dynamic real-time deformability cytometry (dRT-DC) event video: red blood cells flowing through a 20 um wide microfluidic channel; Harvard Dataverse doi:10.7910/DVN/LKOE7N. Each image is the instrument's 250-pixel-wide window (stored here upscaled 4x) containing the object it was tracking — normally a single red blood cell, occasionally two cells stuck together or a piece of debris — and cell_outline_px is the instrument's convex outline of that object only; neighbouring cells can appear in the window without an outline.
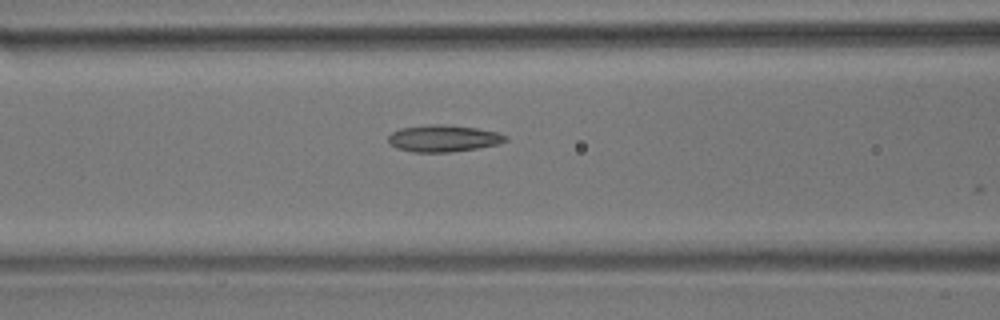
{"species": "common noctule bat (a hibernating species)", "species_latin": "Nyctalus noctula", "temperature_condition": "room temperature", "stored_images_in_passage": 4, "camera_frame_rate_fps": 3000, "um_per_image_px": 0.085, "animal": {"sex": "male", "body_mass_g": 17.9}, "frame": {"image": 1, "passage_image": 3, "time_ms": 0.667, "image_size_px": [1000, 320], "cell_outline_px": [[508, 140], [500, 144], [452, 152], [412, 152], [396, 148], [388, 144], [388, 136], [392, 132], [400, 128], [428, 124], [444, 124], [476, 128], [500, 132], [508, 136]], "centroid_in_image_um": [37.69, 11.76], "position_along_channel_um": 128.9, "area_um2": 18.61}}